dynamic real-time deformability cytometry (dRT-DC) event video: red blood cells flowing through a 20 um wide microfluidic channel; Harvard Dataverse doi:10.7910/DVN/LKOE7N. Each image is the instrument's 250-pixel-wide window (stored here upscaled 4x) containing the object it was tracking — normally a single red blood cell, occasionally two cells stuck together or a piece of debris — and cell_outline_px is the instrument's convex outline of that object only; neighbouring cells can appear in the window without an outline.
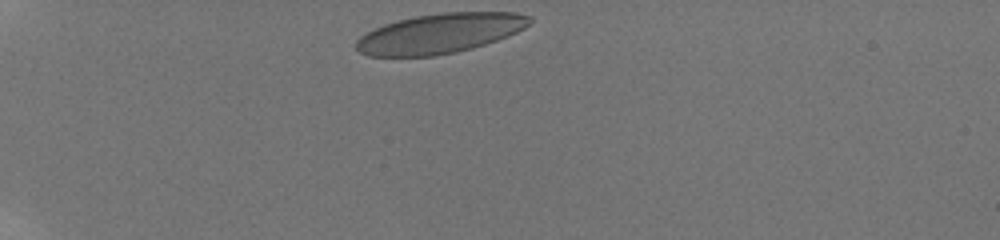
{"species": "human", "species_latin": "Homo sapiens", "temperature_condition": "room temperature", "stored_images_in_passage": 9, "camera_frame_rate_fps": 3000, "um_per_image_px": 0.085, "donor": {"sex": "male"}, "frame": {"image": 1, "passage_image": 1, "time_ms": 0.0, "image_size_px": [1000, 240], "cell_outline_px": [[532, 20], [524, 28], [508, 36], [472, 48], [456, 52], [436, 56], [368, 56], [360, 52], [356, 48], [356, 40], [360, 36], [384, 24], [396, 20], [416, 16], [440, 12], [516, 12], [532, 16]], "centroid_in_image_um": [37.4, 2.83], "position_along_channel_um": 47.6, "area_um2": 40.23}}
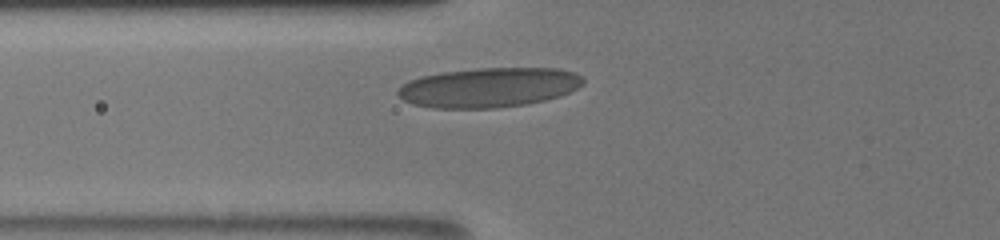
{"frame": {"image": 2, "passage_image": 6, "time_ms": 2.333, "image_size_px": [1000, 240], "cell_outline_px": [[584, 84], [560, 96], [528, 104], [496, 108], [432, 108], [412, 104], [404, 100], [396, 92], [408, 80], [420, 76], [440, 72], [480, 68], [560, 68], [576, 72], [584, 80]], "centroid_in_image_um": [41.56, 7.43], "position_along_channel_um": 84.2, "area_um2": 43.0}}
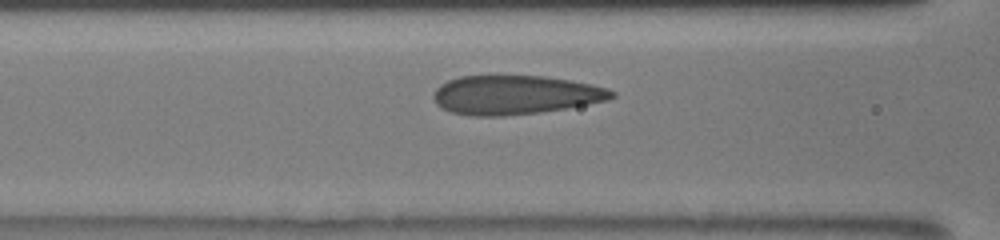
{"frame": {"image": 3, "passage_image": 8, "time_ms": 3.333, "image_size_px": [1000, 240], "cell_outline_px": [[616, 96], [608, 100], [588, 104], [564, 108], [536, 112], [504, 116], [472, 116], [452, 112], [436, 104], [432, 96], [436, 88], [440, 84], [448, 80], [460, 76], [544, 76], [572, 80], [608, 88], [616, 92]], "centroid_in_image_um": [43.79, 8.06], "position_along_channel_um": 122.8, "area_um2": 40.46}}